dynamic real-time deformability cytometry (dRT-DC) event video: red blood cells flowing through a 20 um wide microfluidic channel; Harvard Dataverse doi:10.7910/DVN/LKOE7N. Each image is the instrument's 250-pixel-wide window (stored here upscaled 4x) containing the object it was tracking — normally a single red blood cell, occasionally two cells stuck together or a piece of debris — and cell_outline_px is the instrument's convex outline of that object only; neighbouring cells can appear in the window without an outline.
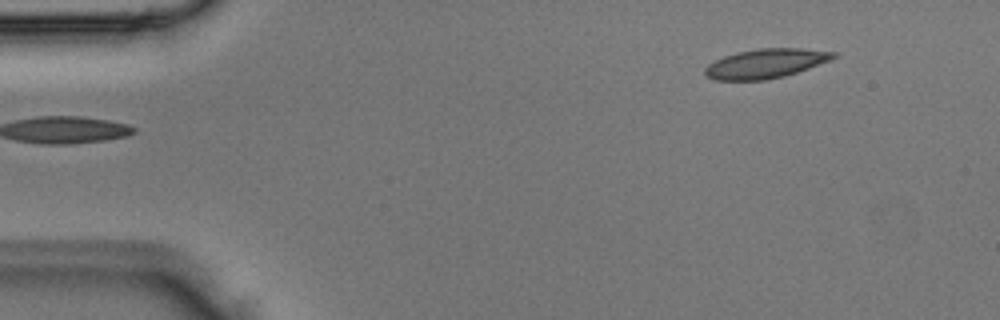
{"species": "Egyptian fruit bat (a non-hibernating species)", "species_latin": "Rousettus aegyptiacus", "temperature_condition": "room temperature", "stored_images_in_passage": 4, "segment_of_instrument_passage": [2, 2], "camera_frame_rate_fps": 3000, "um_per_image_px": 0.085, "animal": {"sex": "male"}, "frame": {"image": 1, "passage_image": 4, "time_ms": 1.0, "image_size_px": [1000, 320], "cell_outline_px": [[840, 52], [832, 60], [784, 76], [764, 80], [716, 80], [708, 76], [704, 72], [704, 68], [708, 64], [724, 56], [736, 52], [756, 48], [800, 48]], "centroid_in_image_um": [65.11, 5.38], "position_along_channel_um": 19.9, "area_um2": 22.02}}